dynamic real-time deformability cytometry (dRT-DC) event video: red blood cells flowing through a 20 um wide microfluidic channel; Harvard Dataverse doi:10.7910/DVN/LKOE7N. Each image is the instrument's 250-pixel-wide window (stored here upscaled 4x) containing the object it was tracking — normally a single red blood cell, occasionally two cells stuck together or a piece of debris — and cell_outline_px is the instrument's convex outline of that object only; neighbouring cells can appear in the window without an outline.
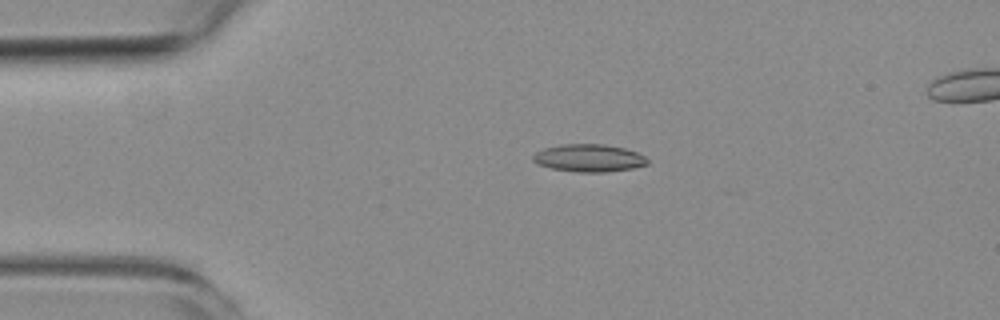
{"species": "common noctule bat (a hibernating species)", "species_latin": "Nyctalus noctula", "temperature_condition": "room temperature", "stored_images_in_passage": 4, "camera_frame_rate_fps": 3000, "um_per_image_px": 0.085, "animal": {"sex": "female", "body_mass_g": 19.3, "forearm_length_mm": 54.1}, "frame": {"image": 1, "passage_image": 2, "time_ms": 2.0, "image_size_px": [1000, 320], "cell_outline_px": [[648, 164], [632, 168], [604, 172], [580, 172], [552, 168], [536, 164], [532, 160], [532, 156], [536, 152], [544, 148], [564, 144], [604, 144], [624, 148], [636, 152], [644, 156], [648, 160]], "centroid_in_image_um": [50.04, 13.43], "position_along_channel_um": 35.0, "area_um2": 18.26}}